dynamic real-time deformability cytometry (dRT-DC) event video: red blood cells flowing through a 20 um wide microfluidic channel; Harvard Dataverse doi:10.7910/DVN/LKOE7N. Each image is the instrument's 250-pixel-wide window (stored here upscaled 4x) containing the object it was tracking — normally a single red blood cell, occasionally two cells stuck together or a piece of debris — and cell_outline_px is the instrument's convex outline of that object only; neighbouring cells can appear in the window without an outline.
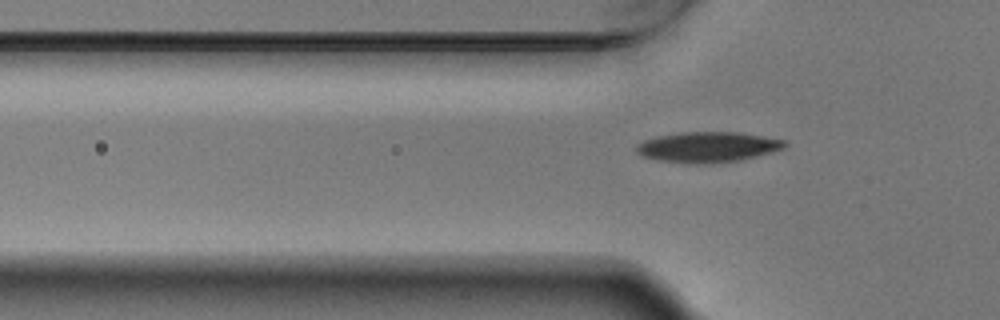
{"species": "Egyptian fruit bat (a non-hibernating species)", "species_latin": "Rousettus aegyptiacus", "temperature_condition": "warm", "stored_images_in_passage": 3, "camera_frame_rate_fps": 3000, "um_per_image_px": 0.085, "animal": {"sex": "male"}, "frame": {"image": 1, "passage_image": 3, "time_ms": 0.667, "image_size_px": [1000, 320], "cell_outline_px": [[788, 144], [784, 148], [772, 152], [740, 160], [704, 164], [700, 164], [660, 160], [644, 156], [636, 152], [636, 144], [644, 140], [660, 136], [684, 132], [736, 132], [784, 140]], "centroid_in_image_um": [60.17, 12.5], "position_along_channel_um": 65.6, "area_um2": 25.89}}